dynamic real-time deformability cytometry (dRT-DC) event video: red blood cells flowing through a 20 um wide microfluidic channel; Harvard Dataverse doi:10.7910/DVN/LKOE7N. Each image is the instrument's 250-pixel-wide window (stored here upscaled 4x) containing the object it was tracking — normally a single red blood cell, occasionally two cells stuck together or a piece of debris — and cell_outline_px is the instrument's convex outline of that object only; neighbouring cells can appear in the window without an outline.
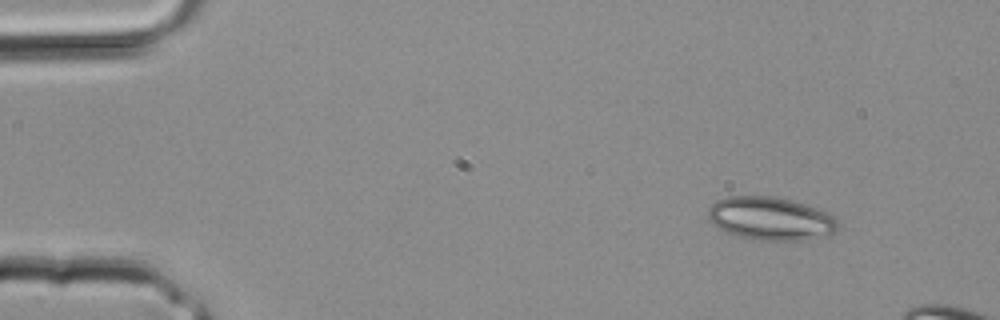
{"species": "common noctule bat (a hibernating species)", "species_latin": "Nyctalus noctula", "temperature_condition": "room temperature", "stored_images_in_passage": 4, "camera_frame_rate_fps": 3000, "um_per_image_px": 0.085, "animal": {"sex": "male", "body_mass_g": 20.4}, "frame": {"image": 1, "passage_image": 1, "time_ms": 0.0, "image_size_px": [1000, 320], "cell_outline_px": [[840, 228], [832, 232], [800, 240], [752, 240], [724, 232], [712, 224], [708, 220], [708, 208], [716, 200], [728, 196], [772, 196], [792, 200], [816, 208], [836, 216], [840, 224]], "centroid_in_image_um": [65.45, 18.57], "position_along_channel_um": 19.5, "area_um2": 32.77}}